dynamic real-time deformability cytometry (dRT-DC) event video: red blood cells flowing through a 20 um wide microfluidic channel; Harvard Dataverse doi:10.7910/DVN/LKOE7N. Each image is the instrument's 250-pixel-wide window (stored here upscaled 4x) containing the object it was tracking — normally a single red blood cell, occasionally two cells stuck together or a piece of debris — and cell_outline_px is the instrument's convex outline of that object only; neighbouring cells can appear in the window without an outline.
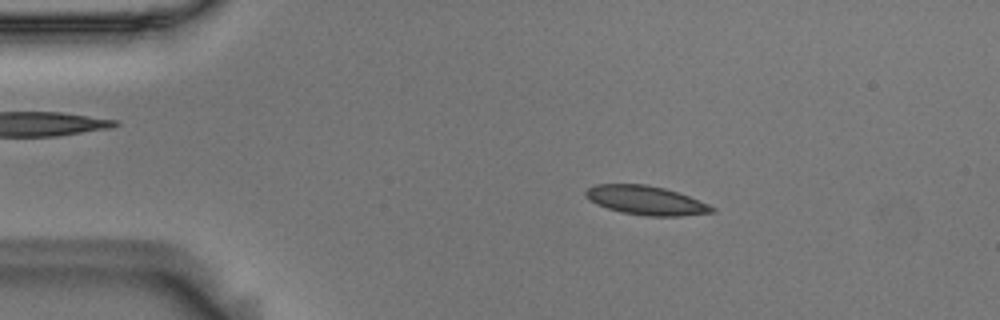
{"species": "Egyptian fruit bat (a non-hibernating species)", "species_latin": "Rousettus aegyptiacus", "temperature_condition": "room temperature", "stored_images_in_passage": 54, "camera_frame_rate_fps": 3000, "um_per_image_px": 0.085, "animal": {"sex": "male"}, "frame": {"image": 1, "passage_image": 9, "time_ms": 2.667, "image_size_px": [1000, 320], "cell_outline_px": [[716, 212], [680, 216], [648, 216], [624, 212], [608, 208], [596, 204], [584, 196], [584, 192], [588, 188], [596, 184], [644, 184], [664, 188], [688, 196], [708, 204], [716, 208]], "centroid_in_image_um": [54.9, 17.03], "position_along_channel_um": 30.1, "area_um2": 21.15}}
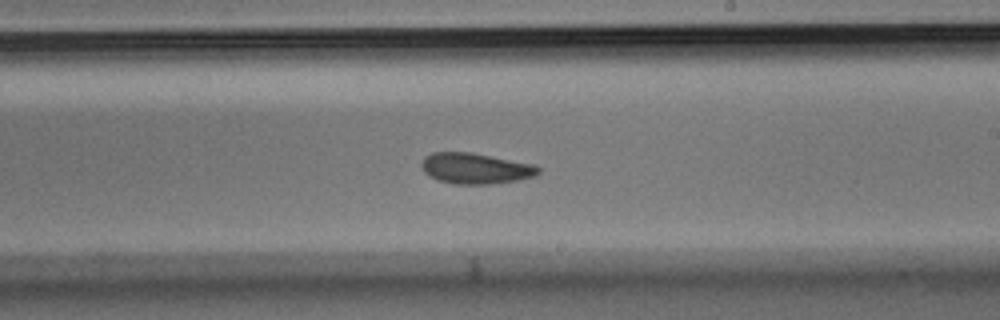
{"frame": {"image": 2, "passage_image": 31, "time_ms": 10.0, "image_size_px": [1000, 320], "cell_outline_px": [[540, 172], [536, 176], [516, 180], [492, 184], [456, 184], [436, 180], [428, 176], [424, 172], [420, 164], [424, 156], [432, 152], [472, 152], [532, 164], [540, 168]], "centroid_in_image_um": [40.37, 14.31], "position_along_channel_um": 248.6, "area_um2": 21.1}}
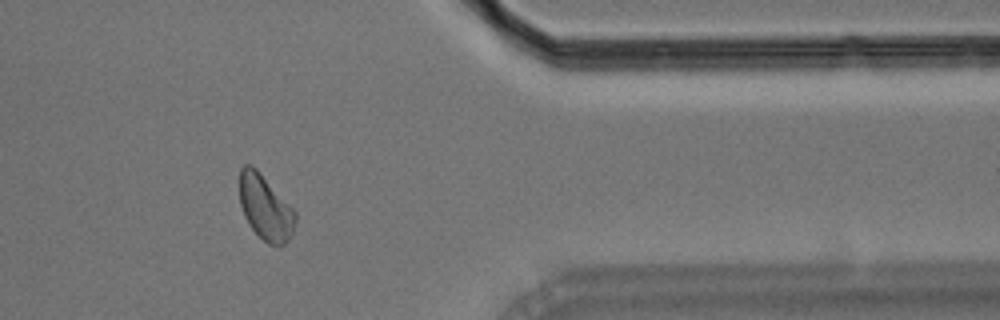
{"frame": {"image": 3, "passage_image": 44, "time_ms": 14.333, "image_size_px": [1000, 320], "cell_outline_px": [[296, 220], [292, 232], [288, 240], [284, 244], [268, 244], [252, 228], [244, 216], [240, 204], [240, 168], [244, 164], [252, 164], [260, 172], [296, 212]], "centroid_in_image_um": [22.54, 17.61], "position_along_channel_um": 388.9, "area_um2": 20.81}, "authors_computed_cell_mechanics": {"area_um2": 20.9814, "velocity_mm_per_s": 3.6692, "shape_relaxation_time_tau1_ms": null, "shape_relaxation_time_tau2_ms": 3.8462, "deformation_change_tau1": null, "deformation_change_tau2": 0.0803}}